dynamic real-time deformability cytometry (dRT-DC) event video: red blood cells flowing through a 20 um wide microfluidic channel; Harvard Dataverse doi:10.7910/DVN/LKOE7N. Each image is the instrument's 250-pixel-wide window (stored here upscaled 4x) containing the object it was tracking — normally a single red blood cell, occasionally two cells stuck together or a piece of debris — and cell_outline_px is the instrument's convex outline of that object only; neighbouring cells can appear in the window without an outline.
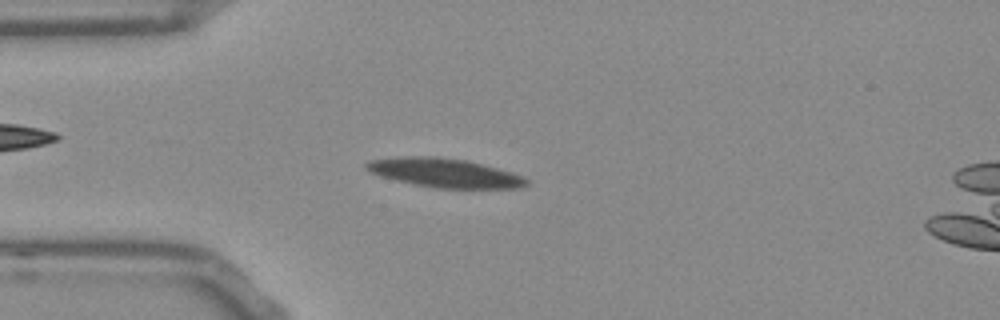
{"species": "Egyptian fruit bat (a non-hibernating species)", "species_latin": "Rousettus aegyptiacus", "temperature_condition": "room temperature", "stored_images_in_passage": 45, "segment_of_instrument_passage": [1, 2], "camera_frame_rate_fps": 3000, "um_per_image_px": 0.085, "frame": {"image": 1, "passage_image": 3, "time_ms": 0.667, "image_size_px": [1000, 320], "cell_outline_px": [[528, 184], [520, 188], [436, 188], [412, 184], [380, 176], [368, 172], [364, 168], [364, 164], [368, 160], [404, 156], [436, 156], [464, 160], [512, 172], [524, 176], [528, 180]], "centroid_in_image_um": [37.74, 14.69], "position_along_channel_um": 47.3, "area_um2": 27.11}}
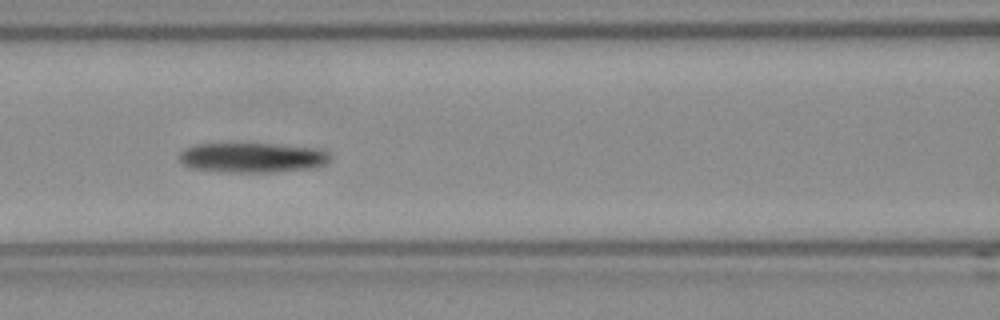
{"frame": {"image": 2, "passage_image": 12, "time_ms": 3.667, "image_size_px": [1000, 320], "cell_outline_px": [[332, 160], [316, 168], [272, 172], [220, 172], [188, 168], [180, 160], [180, 152], [184, 148], [196, 144], [268, 144], [316, 148], [328, 152], [332, 156]], "centroid_in_image_um": [21.45, 13.41], "position_along_channel_um": 145.1, "area_um2": 26.41}}
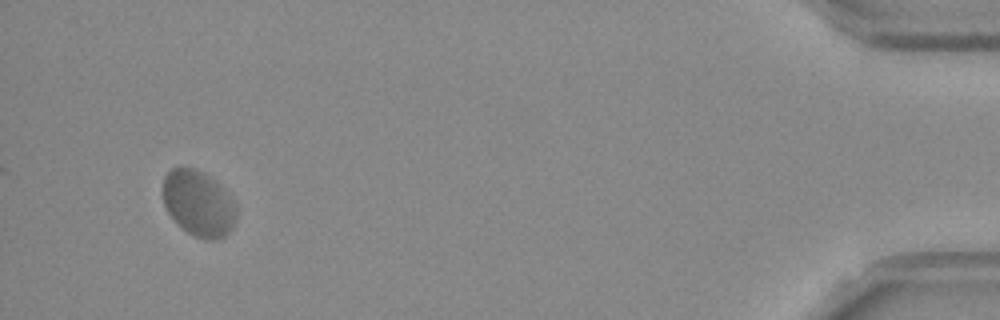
{"frame": {"image": 3, "passage_image": 41, "time_ms": 13.333, "image_size_px": [1000, 320], "cell_outline_px": [[236, 216], [232, 228], [224, 236], [216, 240], [208, 240], [196, 236], [188, 232], [168, 212], [164, 204], [164, 176], [172, 168], [196, 168], [204, 172], [220, 184], [228, 196], [236, 212]], "centroid_in_image_um": [16.87, 17.27], "position_along_channel_um": 418.3, "area_um2": 27.46}}